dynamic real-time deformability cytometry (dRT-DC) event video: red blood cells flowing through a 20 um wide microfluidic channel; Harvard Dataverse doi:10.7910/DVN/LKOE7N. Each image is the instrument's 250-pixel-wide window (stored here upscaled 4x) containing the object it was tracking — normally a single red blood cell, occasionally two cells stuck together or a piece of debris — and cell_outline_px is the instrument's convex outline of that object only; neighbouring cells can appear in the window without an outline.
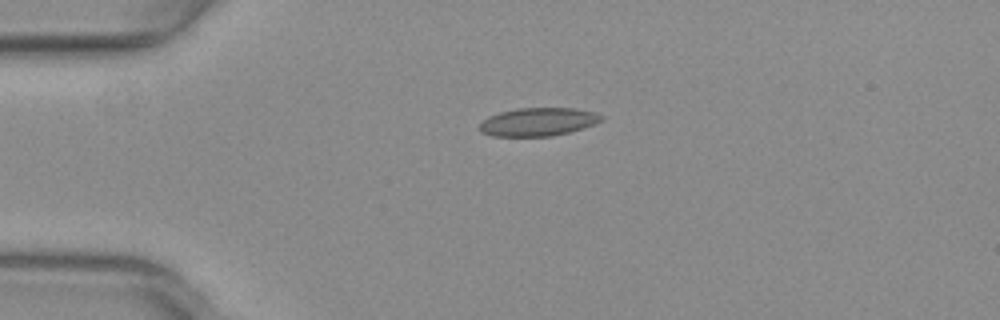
{"species": "common noctule bat (a hibernating species)", "species_latin": "Nyctalus noctula", "temperature_condition": "warm", "stored_images_in_passage": 33, "camera_frame_rate_fps": 3000, "um_per_image_px": 0.085, "animal": {"sex": "female", "body_mass_g": 29.2, "forearm_length_mm": 56.3}, "frame": {"image": 1, "passage_image": 1, "time_ms": 0.0, "image_size_px": [1000, 320], "cell_outline_px": [[604, 120], [584, 128], [552, 136], [492, 136], [480, 132], [480, 124], [488, 116], [500, 112], [516, 108], [576, 108], [592, 112], [604, 116]], "centroid_in_image_um": [45.75, 10.35], "position_along_channel_um": 39.3, "area_um2": 20.06}}
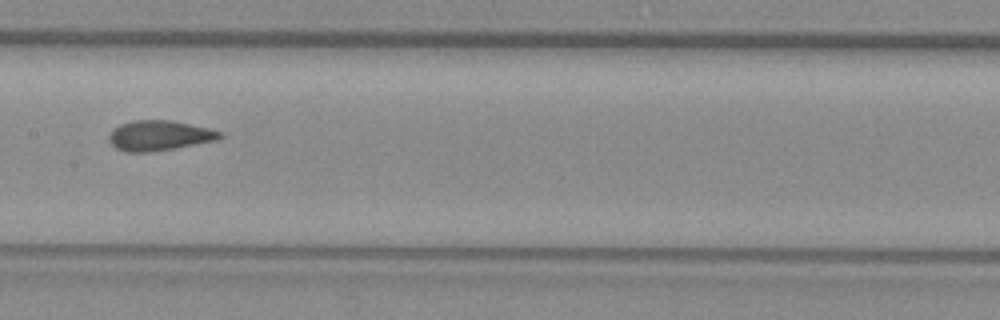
{"frame": {"image": 2, "passage_image": 15, "time_ms": 4.667, "image_size_px": [1000, 320], "cell_outline_px": [[224, 136], [216, 140], [172, 148], [148, 152], [124, 152], [116, 148], [108, 140], [108, 136], [120, 124], [136, 120], [168, 120], [208, 128], [224, 132]], "centroid_in_image_um": [13.54, 11.52], "position_along_channel_um": 193.9, "area_um2": 19.13}}
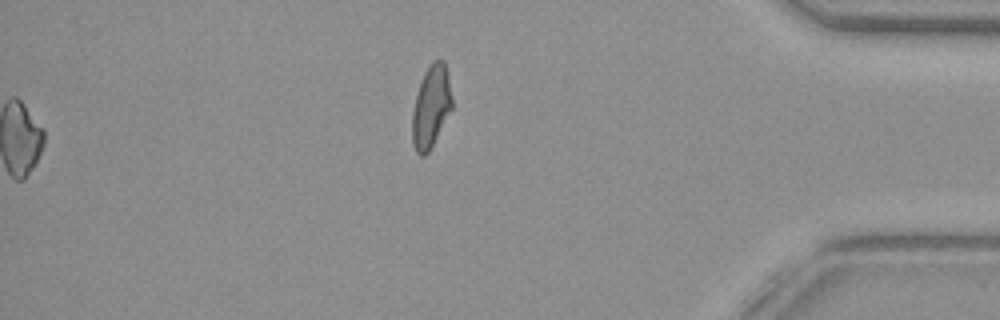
{"frame": {"image": 3, "passage_image": 33, "time_ms": 10.667, "image_size_px": [1000, 320], "cell_outline_px": [[452, 108], [428, 152], [424, 156], [420, 156], [416, 152], [412, 144], [412, 112], [416, 96], [424, 72], [432, 60], [444, 60], [448, 72], [452, 100]], "centroid_in_image_um": [36.63, 9.05], "position_along_channel_um": 398.6, "area_um2": 18.96}, "authors_computed_cell_mechanics": {"area_um2": 19.363, "velocity_mm_per_s": 4.0019, "shape_relaxation_time_tau1_ms": null, "shape_relaxation_time_tau2_ms": 0.993, "deformation_change_tau1": null, "deformation_change_tau2": 0.0507}}